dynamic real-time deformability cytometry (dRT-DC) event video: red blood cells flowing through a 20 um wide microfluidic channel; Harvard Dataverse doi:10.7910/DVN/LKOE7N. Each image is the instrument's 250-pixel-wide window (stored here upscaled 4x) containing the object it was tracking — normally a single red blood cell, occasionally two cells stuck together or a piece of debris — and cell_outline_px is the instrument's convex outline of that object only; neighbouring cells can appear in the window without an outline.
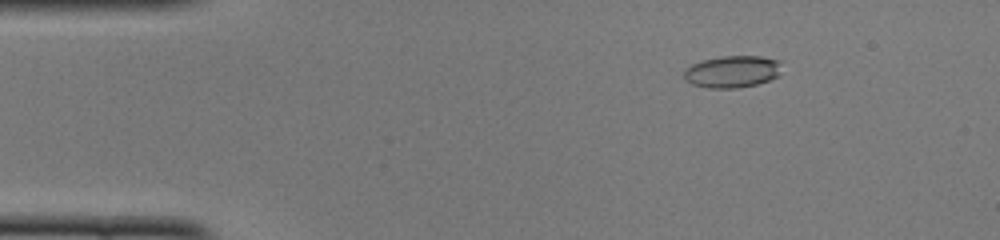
{"species": "common noctule bat (a hibernating species)", "species_latin": "Nyctalus noctula", "temperature_condition": "cold", "stored_images_in_passage": 50, "camera_frame_rate_fps": 3000, "um_per_image_px": 0.085, "animal": {"sex": "female", "body_mass_g": 22.0, "forearm_length_mm": 56.7}, "frame": {"image": 1, "passage_image": 7, "time_ms": 2.0, "image_size_px": [1000, 240], "cell_outline_px": [[780, 60], [776, 76], [768, 80], [756, 84], [736, 88], [708, 88], [692, 84], [684, 80], [684, 68], [700, 60], [720, 56], [760, 56]], "centroid_in_image_um": [62.15, 6.08], "position_along_channel_um": 22.8, "area_um2": 18.15}}
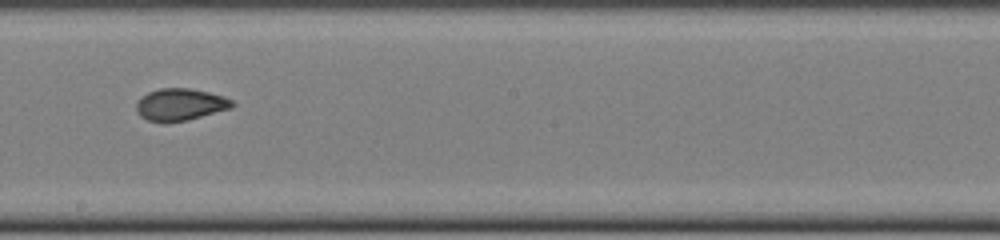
{"frame": {"image": 2, "passage_image": 28, "time_ms": 9.0, "image_size_px": [1000, 240], "cell_outline_px": [[236, 104], [232, 108], [188, 120], [168, 124], [164, 124], [148, 120], [140, 116], [136, 108], [136, 100], [148, 92], [160, 88], [188, 88], [208, 92], [224, 96], [232, 100]], "centroid_in_image_um": [15.31, 8.9], "position_along_channel_um": 232.9, "area_um2": 18.26}}
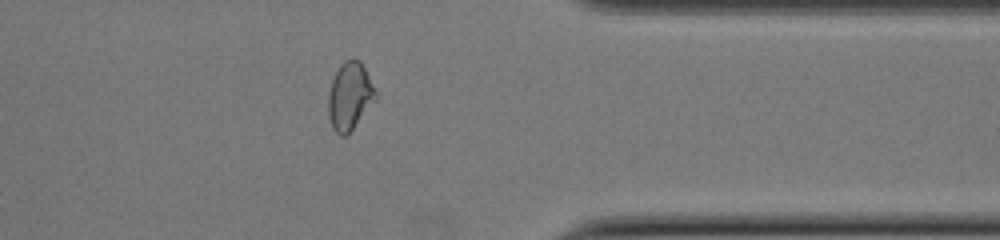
{"frame": {"image": 3, "passage_image": 40, "time_ms": 13.0, "image_size_px": [1000, 240], "cell_outline_px": [[376, 100], [352, 128], [344, 136], [340, 136], [332, 128], [328, 116], [328, 92], [332, 80], [340, 64], [344, 60], [360, 60], [376, 92]], "centroid_in_image_um": [29.7, 8.18], "position_along_channel_um": 381.7, "area_um2": 18.32}, "authors_computed_cell_mechanics": {"area_um2": 18.2937, "velocity_mm_per_s": 3.9989, "shape_relaxation_time_tau1_ms": 9.7798, "shape_relaxation_time_tau2_ms": 1.4275, "deformation_change_tau1": 0.2105, "deformation_change_tau2": 0.0598}}